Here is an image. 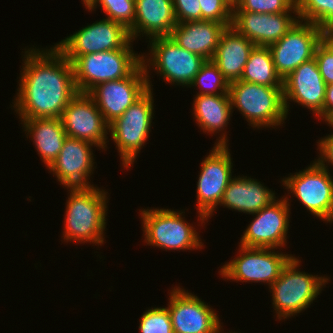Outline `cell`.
Returning a JSON list of instances; mask_svg holds the SVG:
<instances>
[{
    "mask_svg": "<svg viewBox=\"0 0 333 333\" xmlns=\"http://www.w3.org/2000/svg\"><path fill=\"white\" fill-rule=\"evenodd\" d=\"M17 97L12 102L21 121L61 118L78 93L73 65L55 47L24 49Z\"/></svg>",
    "mask_w": 333,
    "mask_h": 333,
    "instance_id": "obj_1",
    "label": "cell"
},
{
    "mask_svg": "<svg viewBox=\"0 0 333 333\" xmlns=\"http://www.w3.org/2000/svg\"><path fill=\"white\" fill-rule=\"evenodd\" d=\"M63 240L79 243H104L107 216V191L97 186L67 188Z\"/></svg>",
    "mask_w": 333,
    "mask_h": 333,
    "instance_id": "obj_2",
    "label": "cell"
},
{
    "mask_svg": "<svg viewBox=\"0 0 333 333\" xmlns=\"http://www.w3.org/2000/svg\"><path fill=\"white\" fill-rule=\"evenodd\" d=\"M232 111L237 108L254 128L282 125L287 118L283 87H268L238 80L229 84Z\"/></svg>",
    "mask_w": 333,
    "mask_h": 333,
    "instance_id": "obj_3",
    "label": "cell"
},
{
    "mask_svg": "<svg viewBox=\"0 0 333 333\" xmlns=\"http://www.w3.org/2000/svg\"><path fill=\"white\" fill-rule=\"evenodd\" d=\"M300 263L301 261L293 255L280 277L269 287L270 292L272 291V305L280 321L309 308L324 286L326 287L325 284L330 281L327 276L299 271Z\"/></svg>",
    "mask_w": 333,
    "mask_h": 333,
    "instance_id": "obj_4",
    "label": "cell"
},
{
    "mask_svg": "<svg viewBox=\"0 0 333 333\" xmlns=\"http://www.w3.org/2000/svg\"><path fill=\"white\" fill-rule=\"evenodd\" d=\"M142 63L133 48H121L79 56L73 63L78 92L89 93L96 85L128 77Z\"/></svg>",
    "mask_w": 333,
    "mask_h": 333,
    "instance_id": "obj_5",
    "label": "cell"
},
{
    "mask_svg": "<svg viewBox=\"0 0 333 333\" xmlns=\"http://www.w3.org/2000/svg\"><path fill=\"white\" fill-rule=\"evenodd\" d=\"M153 89H149L132 104L119 118L109 124L108 132L116 143L124 168L134 164L137 154L150 137L153 119Z\"/></svg>",
    "mask_w": 333,
    "mask_h": 333,
    "instance_id": "obj_6",
    "label": "cell"
},
{
    "mask_svg": "<svg viewBox=\"0 0 333 333\" xmlns=\"http://www.w3.org/2000/svg\"><path fill=\"white\" fill-rule=\"evenodd\" d=\"M226 132L220 135L209 155L201 162L197 182V212L201 225L209 221L220 204L224 191L232 179V158Z\"/></svg>",
    "mask_w": 333,
    "mask_h": 333,
    "instance_id": "obj_7",
    "label": "cell"
},
{
    "mask_svg": "<svg viewBox=\"0 0 333 333\" xmlns=\"http://www.w3.org/2000/svg\"><path fill=\"white\" fill-rule=\"evenodd\" d=\"M144 242L165 250L202 249L203 243L194 226L182 217L184 211L142 209L140 211Z\"/></svg>",
    "mask_w": 333,
    "mask_h": 333,
    "instance_id": "obj_8",
    "label": "cell"
},
{
    "mask_svg": "<svg viewBox=\"0 0 333 333\" xmlns=\"http://www.w3.org/2000/svg\"><path fill=\"white\" fill-rule=\"evenodd\" d=\"M149 42L150 58L142 54L145 71L149 73L152 66L167 83L188 88L206 62L202 56L180 47L171 37H157Z\"/></svg>",
    "mask_w": 333,
    "mask_h": 333,
    "instance_id": "obj_9",
    "label": "cell"
},
{
    "mask_svg": "<svg viewBox=\"0 0 333 333\" xmlns=\"http://www.w3.org/2000/svg\"><path fill=\"white\" fill-rule=\"evenodd\" d=\"M129 30L109 19L96 21L54 46L73 63L79 56L121 48H133Z\"/></svg>",
    "mask_w": 333,
    "mask_h": 333,
    "instance_id": "obj_10",
    "label": "cell"
},
{
    "mask_svg": "<svg viewBox=\"0 0 333 333\" xmlns=\"http://www.w3.org/2000/svg\"><path fill=\"white\" fill-rule=\"evenodd\" d=\"M333 176L329 169L316 161L310 166L282 179V185L307 208L312 215L322 221L333 218Z\"/></svg>",
    "mask_w": 333,
    "mask_h": 333,
    "instance_id": "obj_11",
    "label": "cell"
},
{
    "mask_svg": "<svg viewBox=\"0 0 333 333\" xmlns=\"http://www.w3.org/2000/svg\"><path fill=\"white\" fill-rule=\"evenodd\" d=\"M239 256L220 268L222 278L241 282H263L269 285L280 277L292 254L276 252L273 248L239 245Z\"/></svg>",
    "mask_w": 333,
    "mask_h": 333,
    "instance_id": "obj_12",
    "label": "cell"
},
{
    "mask_svg": "<svg viewBox=\"0 0 333 333\" xmlns=\"http://www.w3.org/2000/svg\"><path fill=\"white\" fill-rule=\"evenodd\" d=\"M141 63L128 77L96 85L88 94L109 125L153 86ZM151 84V85H150Z\"/></svg>",
    "mask_w": 333,
    "mask_h": 333,
    "instance_id": "obj_13",
    "label": "cell"
},
{
    "mask_svg": "<svg viewBox=\"0 0 333 333\" xmlns=\"http://www.w3.org/2000/svg\"><path fill=\"white\" fill-rule=\"evenodd\" d=\"M325 32L310 22L298 20L277 42L268 46L277 74L285 79L303 62L314 58Z\"/></svg>",
    "mask_w": 333,
    "mask_h": 333,
    "instance_id": "obj_14",
    "label": "cell"
},
{
    "mask_svg": "<svg viewBox=\"0 0 333 333\" xmlns=\"http://www.w3.org/2000/svg\"><path fill=\"white\" fill-rule=\"evenodd\" d=\"M168 310L173 333H221L217 313L208 303L180 288L174 287L169 294Z\"/></svg>",
    "mask_w": 333,
    "mask_h": 333,
    "instance_id": "obj_15",
    "label": "cell"
},
{
    "mask_svg": "<svg viewBox=\"0 0 333 333\" xmlns=\"http://www.w3.org/2000/svg\"><path fill=\"white\" fill-rule=\"evenodd\" d=\"M289 197L273 201L269 206L256 212V217L247 226L240 245L245 247L273 248L284 247L290 219Z\"/></svg>",
    "mask_w": 333,
    "mask_h": 333,
    "instance_id": "obj_16",
    "label": "cell"
},
{
    "mask_svg": "<svg viewBox=\"0 0 333 333\" xmlns=\"http://www.w3.org/2000/svg\"><path fill=\"white\" fill-rule=\"evenodd\" d=\"M61 120L68 137L90 142L99 149L107 148L109 125L88 93L78 92L64 109Z\"/></svg>",
    "mask_w": 333,
    "mask_h": 333,
    "instance_id": "obj_17",
    "label": "cell"
},
{
    "mask_svg": "<svg viewBox=\"0 0 333 333\" xmlns=\"http://www.w3.org/2000/svg\"><path fill=\"white\" fill-rule=\"evenodd\" d=\"M326 94V83L322 78L315 58L303 62L285 79H283V99L288 115L289 102L310 109L323 120V104Z\"/></svg>",
    "mask_w": 333,
    "mask_h": 333,
    "instance_id": "obj_18",
    "label": "cell"
},
{
    "mask_svg": "<svg viewBox=\"0 0 333 333\" xmlns=\"http://www.w3.org/2000/svg\"><path fill=\"white\" fill-rule=\"evenodd\" d=\"M90 142L68 137L57 159L48 168L60 185L66 188L91 187L90 176L94 169V155Z\"/></svg>",
    "mask_w": 333,
    "mask_h": 333,
    "instance_id": "obj_19",
    "label": "cell"
},
{
    "mask_svg": "<svg viewBox=\"0 0 333 333\" xmlns=\"http://www.w3.org/2000/svg\"><path fill=\"white\" fill-rule=\"evenodd\" d=\"M297 12L261 14L242 11L233 4L232 25L240 34L258 46H269L280 40L299 20Z\"/></svg>",
    "mask_w": 333,
    "mask_h": 333,
    "instance_id": "obj_20",
    "label": "cell"
},
{
    "mask_svg": "<svg viewBox=\"0 0 333 333\" xmlns=\"http://www.w3.org/2000/svg\"><path fill=\"white\" fill-rule=\"evenodd\" d=\"M176 25L173 0H135V21L129 31L133 41L141 34L149 40L170 37Z\"/></svg>",
    "mask_w": 333,
    "mask_h": 333,
    "instance_id": "obj_21",
    "label": "cell"
},
{
    "mask_svg": "<svg viewBox=\"0 0 333 333\" xmlns=\"http://www.w3.org/2000/svg\"><path fill=\"white\" fill-rule=\"evenodd\" d=\"M231 25L209 20L187 21L177 23L170 37L180 47L212 60L223 31Z\"/></svg>",
    "mask_w": 333,
    "mask_h": 333,
    "instance_id": "obj_22",
    "label": "cell"
},
{
    "mask_svg": "<svg viewBox=\"0 0 333 333\" xmlns=\"http://www.w3.org/2000/svg\"><path fill=\"white\" fill-rule=\"evenodd\" d=\"M255 44L233 26L223 31L212 62L230 84L240 80L245 64Z\"/></svg>",
    "mask_w": 333,
    "mask_h": 333,
    "instance_id": "obj_23",
    "label": "cell"
},
{
    "mask_svg": "<svg viewBox=\"0 0 333 333\" xmlns=\"http://www.w3.org/2000/svg\"><path fill=\"white\" fill-rule=\"evenodd\" d=\"M276 198L275 193L257 179L235 176L224 191L219 205L246 214H255L269 206Z\"/></svg>",
    "mask_w": 333,
    "mask_h": 333,
    "instance_id": "obj_24",
    "label": "cell"
},
{
    "mask_svg": "<svg viewBox=\"0 0 333 333\" xmlns=\"http://www.w3.org/2000/svg\"><path fill=\"white\" fill-rule=\"evenodd\" d=\"M21 122L48 169L57 159L67 138L61 118H31Z\"/></svg>",
    "mask_w": 333,
    "mask_h": 333,
    "instance_id": "obj_25",
    "label": "cell"
},
{
    "mask_svg": "<svg viewBox=\"0 0 333 333\" xmlns=\"http://www.w3.org/2000/svg\"><path fill=\"white\" fill-rule=\"evenodd\" d=\"M192 109L198 127L209 135L223 132L233 113L229 93L197 94Z\"/></svg>",
    "mask_w": 333,
    "mask_h": 333,
    "instance_id": "obj_26",
    "label": "cell"
},
{
    "mask_svg": "<svg viewBox=\"0 0 333 333\" xmlns=\"http://www.w3.org/2000/svg\"><path fill=\"white\" fill-rule=\"evenodd\" d=\"M240 80L268 87H283V80L275 70L268 46H254Z\"/></svg>",
    "mask_w": 333,
    "mask_h": 333,
    "instance_id": "obj_27",
    "label": "cell"
},
{
    "mask_svg": "<svg viewBox=\"0 0 333 333\" xmlns=\"http://www.w3.org/2000/svg\"><path fill=\"white\" fill-rule=\"evenodd\" d=\"M298 19L333 31V0H296Z\"/></svg>",
    "mask_w": 333,
    "mask_h": 333,
    "instance_id": "obj_28",
    "label": "cell"
},
{
    "mask_svg": "<svg viewBox=\"0 0 333 333\" xmlns=\"http://www.w3.org/2000/svg\"><path fill=\"white\" fill-rule=\"evenodd\" d=\"M193 86L199 88L200 91L197 94L202 95L224 94L228 93L229 89V83L211 60H206L201 66L189 87Z\"/></svg>",
    "mask_w": 333,
    "mask_h": 333,
    "instance_id": "obj_29",
    "label": "cell"
},
{
    "mask_svg": "<svg viewBox=\"0 0 333 333\" xmlns=\"http://www.w3.org/2000/svg\"><path fill=\"white\" fill-rule=\"evenodd\" d=\"M96 6L101 7L107 16L106 19L123 25L129 31L133 28L135 0H94L86 9L92 12Z\"/></svg>",
    "mask_w": 333,
    "mask_h": 333,
    "instance_id": "obj_30",
    "label": "cell"
},
{
    "mask_svg": "<svg viewBox=\"0 0 333 333\" xmlns=\"http://www.w3.org/2000/svg\"><path fill=\"white\" fill-rule=\"evenodd\" d=\"M141 333H173L172 321L167 307H154L140 317Z\"/></svg>",
    "mask_w": 333,
    "mask_h": 333,
    "instance_id": "obj_31",
    "label": "cell"
},
{
    "mask_svg": "<svg viewBox=\"0 0 333 333\" xmlns=\"http://www.w3.org/2000/svg\"><path fill=\"white\" fill-rule=\"evenodd\" d=\"M235 4L242 11L261 14L297 12L296 0H237Z\"/></svg>",
    "mask_w": 333,
    "mask_h": 333,
    "instance_id": "obj_32",
    "label": "cell"
},
{
    "mask_svg": "<svg viewBox=\"0 0 333 333\" xmlns=\"http://www.w3.org/2000/svg\"><path fill=\"white\" fill-rule=\"evenodd\" d=\"M201 20L232 24L233 4L229 0H199Z\"/></svg>",
    "mask_w": 333,
    "mask_h": 333,
    "instance_id": "obj_33",
    "label": "cell"
},
{
    "mask_svg": "<svg viewBox=\"0 0 333 333\" xmlns=\"http://www.w3.org/2000/svg\"><path fill=\"white\" fill-rule=\"evenodd\" d=\"M314 58L326 85L333 83V47L323 38L316 46Z\"/></svg>",
    "mask_w": 333,
    "mask_h": 333,
    "instance_id": "obj_34",
    "label": "cell"
},
{
    "mask_svg": "<svg viewBox=\"0 0 333 333\" xmlns=\"http://www.w3.org/2000/svg\"><path fill=\"white\" fill-rule=\"evenodd\" d=\"M177 23L201 20L199 0H173Z\"/></svg>",
    "mask_w": 333,
    "mask_h": 333,
    "instance_id": "obj_35",
    "label": "cell"
},
{
    "mask_svg": "<svg viewBox=\"0 0 333 333\" xmlns=\"http://www.w3.org/2000/svg\"><path fill=\"white\" fill-rule=\"evenodd\" d=\"M317 143L320 156L315 161L322 167L328 169L326 165H333V133L328 134L325 138H321Z\"/></svg>",
    "mask_w": 333,
    "mask_h": 333,
    "instance_id": "obj_36",
    "label": "cell"
},
{
    "mask_svg": "<svg viewBox=\"0 0 333 333\" xmlns=\"http://www.w3.org/2000/svg\"><path fill=\"white\" fill-rule=\"evenodd\" d=\"M323 120L329 124L333 120V83L326 85V94L323 104Z\"/></svg>",
    "mask_w": 333,
    "mask_h": 333,
    "instance_id": "obj_37",
    "label": "cell"
},
{
    "mask_svg": "<svg viewBox=\"0 0 333 333\" xmlns=\"http://www.w3.org/2000/svg\"><path fill=\"white\" fill-rule=\"evenodd\" d=\"M324 39L333 47V31L325 32Z\"/></svg>",
    "mask_w": 333,
    "mask_h": 333,
    "instance_id": "obj_38",
    "label": "cell"
},
{
    "mask_svg": "<svg viewBox=\"0 0 333 333\" xmlns=\"http://www.w3.org/2000/svg\"><path fill=\"white\" fill-rule=\"evenodd\" d=\"M83 4L86 6L85 8H87L94 0H82Z\"/></svg>",
    "mask_w": 333,
    "mask_h": 333,
    "instance_id": "obj_39",
    "label": "cell"
},
{
    "mask_svg": "<svg viewBox=\"0 0 333 333\" xmlns=\"http://www.w3.org/2000/svg\"><path fill=\"white\" fill-rule=\"evenodd\" d=\"M232 4H235L237 0H229Z\"/></svg>",
    "mask_w": 333,
    "mask_h": 333,
    "instance_id": "obj_40",
    "label": "cell"
},
{
    "mask_svg": "<svg viewBox=\"0 0 333 333\" xmlns=\"http://www.w3.org/2000/svg\"><path fill=\"white\" fill-rule=\"evenodd\" d=\"M328 125H330V127H333V120Z\"/></svg>",
    "mask_w": 333,
    "mask_h": 333,
    "instance_id": "obj_41",
    "label": "cell"
}]
</instances>
